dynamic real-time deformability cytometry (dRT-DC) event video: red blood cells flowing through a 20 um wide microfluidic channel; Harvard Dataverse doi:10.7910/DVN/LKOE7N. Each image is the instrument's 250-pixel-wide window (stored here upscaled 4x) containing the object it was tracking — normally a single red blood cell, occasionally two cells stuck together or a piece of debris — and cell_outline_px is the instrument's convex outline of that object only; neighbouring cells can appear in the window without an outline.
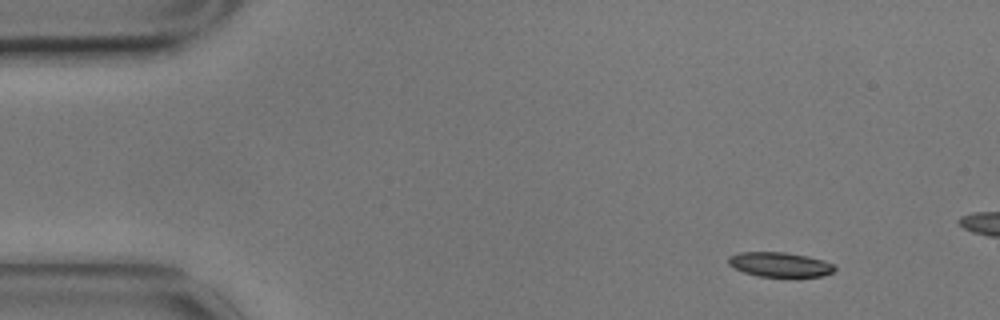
{"species": "common noctule bat (a hibernating species)", "species_latin": "Nyctalus noctula", "temperature_condition": "cold", "stored_images_in_passage": 10, "camera_frame_rate_fps": 3000, "um_per_image_px": 0.085, "animal": {"sex": "male", "body_mass_g": 17.9}, "frame": {"image": 1, "passage_image": 1, "time_ms": 0.0, "image_size_px": [1000, 320], "cell_outline_px": [[836, 268], [832, 272], [824, 276], [760, 276], [744, 272], [728, 264], [728, 256], [740, 252], [784, 252], [808, 256], [824, 260], [832, 264]], "centroid_in_image_um": [66.29, 22.47], "position_along_channel_um": 18.7, "area_um2": 15.09}}